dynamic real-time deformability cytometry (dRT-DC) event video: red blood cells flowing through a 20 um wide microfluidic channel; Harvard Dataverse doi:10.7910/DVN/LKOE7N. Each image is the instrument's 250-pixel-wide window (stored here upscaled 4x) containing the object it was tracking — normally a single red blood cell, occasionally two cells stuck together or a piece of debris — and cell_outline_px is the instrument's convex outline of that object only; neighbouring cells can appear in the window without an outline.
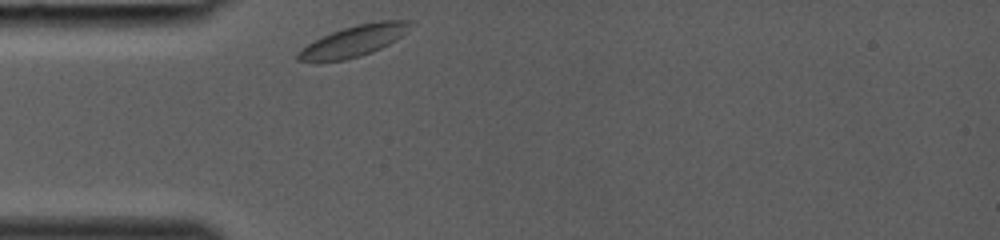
{"species": "common noctule bat (a hibernating species)", "species_latin": "Nyctalus noctula", "temperature_condition": "room temperature", "stored_images_in_passage": 24, "camera_frame_rate_fps": 3000, "um_per_image_px": 0.085, "animal": {"sex": "female", "body_mass_g": 19.0, "forearm_length_mm": 53.3}, "frame": {"image": 1, "passage_image": 1, "time_ms": 0.0, "image_size_px": [1000, 240], "cell_outline_px": [[412, 24], [396, 40], [372, 52], [360, 56], [344, 60], [296, 60], [296, 52], [300, 48], [332, 32], [356, 24], [380, 20], [412, 20]], "centroid_in_image_um": [30.09, 3.46], "position_along_channel_um": 54.9, "area_um2": 19.88}}
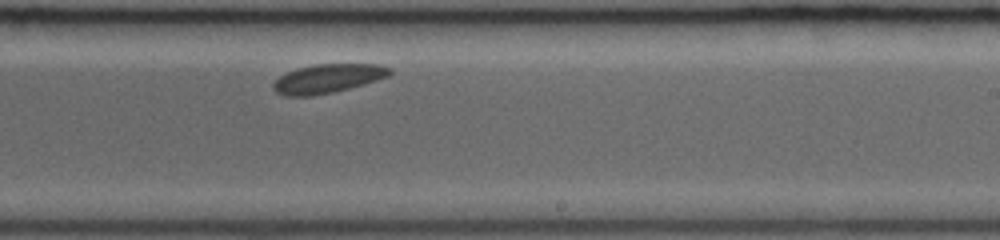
{"frame": {"image": 2, "passage_image": 15, "time_ms": 4.667, "image_size_px": [1000, 240], "cell_outline_px": [[392, 72], [388, 76], [376, 80], [348, 88], [332, 92], [312, 96], [284, 96], [276, 92], [272, 88], [272, 84], [280, 76], [296, 68], [316, 64], [380, 64], [392, 68]], "centroid_in_image_um": [27.84, 6.67], "position_along_channel_um": 261.2, "area_um2": 19.54}}
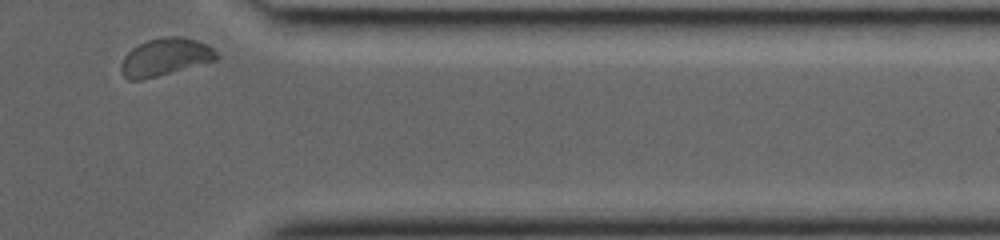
{"frame": {"image": 3, "passage_image": 24, "time_ms": 7.667, "image_size_px": [1000, 240], "cell_outline_px": [[216, 60], [156, 76], [140, 80], [128, 80], [124, 76], [120, 68], [120, 64], [124, 56], [132, 48], [148, 40], [168, 36], [180, 36], [196, 40], [208, 44], [216, 52]], "centroid_in_image_um": [14.01, 4.84], "position_along_channel_um": 397.4, "area_um2": 20.52}}